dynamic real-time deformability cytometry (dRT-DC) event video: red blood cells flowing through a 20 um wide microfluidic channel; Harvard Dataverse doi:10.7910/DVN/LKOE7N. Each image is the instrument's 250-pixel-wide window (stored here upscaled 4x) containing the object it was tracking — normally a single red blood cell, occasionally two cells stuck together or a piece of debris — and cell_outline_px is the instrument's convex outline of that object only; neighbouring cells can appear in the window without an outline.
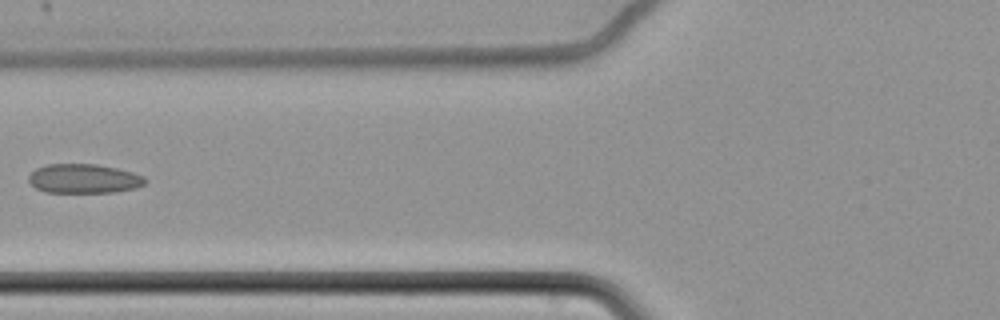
{"species": "common noctule bat (a hibernating species)", "species_latin": "Nyctalus noctula", "temperature_condition": "cold", "stored_images_in_passage": 8, "camera_frame_rate_fps": 3000, "um_per_image_px": 0.085, "animal": {"sex": "female", "body_mass_g": 22.7, "forearm_length_mm": 54.2}, "frame": {"image": 1, "passage_image": 8, "time_ms": 2.333, "image_size_px": [1000, 320], "cell_outline_px": [[148, 180], [144, 184], [136, 188], [116, 192], [44, 192], [36, 188], [28, 180], [28, 176], [36, 168], [48, 164], [96, 164], [116, 168], [132, 172], [144, 176]], "centroid_in_image_um": [7.14, 15.18], "position_along_channel_um": 118.7, "area_um2": 19.88}}